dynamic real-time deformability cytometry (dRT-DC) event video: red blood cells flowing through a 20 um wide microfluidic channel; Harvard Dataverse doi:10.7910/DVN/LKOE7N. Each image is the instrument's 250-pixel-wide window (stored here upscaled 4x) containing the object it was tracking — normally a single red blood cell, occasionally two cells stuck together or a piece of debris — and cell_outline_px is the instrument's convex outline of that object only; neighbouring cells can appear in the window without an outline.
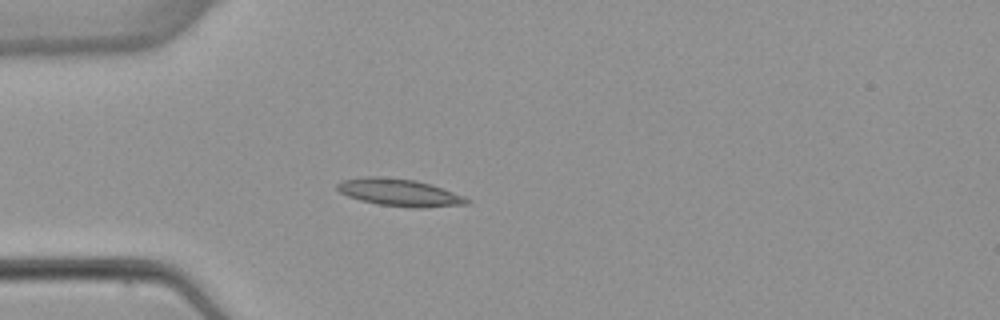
{"species": "common noctule bat (a hibernating species)", "species_latin": "Nyctalus noctula", "temperature_condition": "warm", "stored_images_in_passage": 4, "camera_frame_rate_fps": 3000, "um_per_image_px": 0.085, "animal": {"sex": "female", "body_mass_g": 22.7, "forearm_length_mm": 54.2}, "frame": {"image": 1, "passage_image": 4, "time_ms": 4.333, "image_size_px": [1000, 320], "cell_outline_px": [[472, 200], [468, 204], [424, 208], [412, 208], [380, 204], [360, 200], [348, 196], [340, 192], [336, 188], [336, 184], [344, 180], [364, 176], [376, 176], [416, 180], [432, 184], [464, 196]], "centroid_in_image_um": [33.98, 16.36], "position_along_channel_um": 51.0, "area_um2": 20.69}}